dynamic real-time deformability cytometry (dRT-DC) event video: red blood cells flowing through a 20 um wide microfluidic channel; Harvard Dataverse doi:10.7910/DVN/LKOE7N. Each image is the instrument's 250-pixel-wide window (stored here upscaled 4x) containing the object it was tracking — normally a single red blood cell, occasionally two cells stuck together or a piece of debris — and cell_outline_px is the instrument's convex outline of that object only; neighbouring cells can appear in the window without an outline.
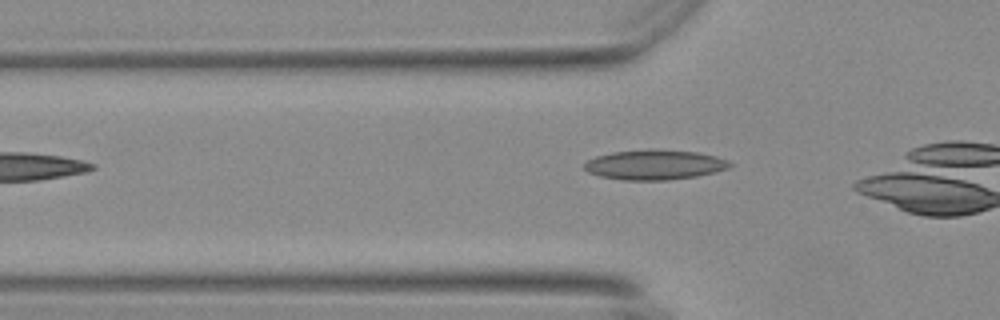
{"species": "Egyptian fruit bat (a non-hibernating species)", "species_latin": "Rousettus aegyptiacus", "temperature_condition": "warm", "stored_images_in_passage": 21, "camera_frame_rate_fps": 3000, "um_per_image_px": 0.085, "animal": {"sex": "female"}, "frame": {"image": 1, "passage_image": 15, "time_ms": 4.667, "image_size_px": [1000, 320], "cell_outline_px": [[732, 164], [728, 168], [716, 172], [696, 176], [664, 180], [624, 180], [600, 176], [588, 172], [584, 168], [584, 164], [588, 160], [596, 156], [612, 152], [648, 148], [652, 148], [696, 152], [716, 156]], "centroid_in_image_um": [55.61, 13.99], "position_along_channel_um": 70.2, "area_um2": 25.37}}